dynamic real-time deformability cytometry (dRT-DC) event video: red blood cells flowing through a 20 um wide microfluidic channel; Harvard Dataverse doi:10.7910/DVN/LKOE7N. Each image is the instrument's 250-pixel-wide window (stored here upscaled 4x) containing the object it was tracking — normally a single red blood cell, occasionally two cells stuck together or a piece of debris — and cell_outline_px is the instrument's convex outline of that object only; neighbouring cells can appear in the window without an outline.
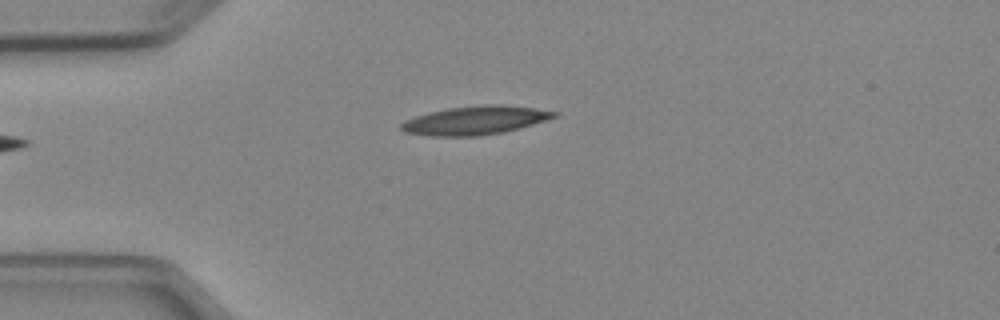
{"species": "Egyptian fruit bat (a non-hibernating species)", "species_latin": "Rousettus aegyptiacus", "temperature_condition": "cold", "stored_images_in_passage": 4, "camera_frame_rate_fps": 3000, "um_per_image_px": 0.085, "animal": {"sex": "female"}, "frame": {"image": 1, "passage_image": 1, "time_ms": 0.0, "image_size_px": [1000, 320], "cell_outline_px": [[556, 116], [532, 124], [504, 132], [480, 136], [432, 136], [404, 132], [400, 128], [400, 124], [404, 120], [428, 112], [448, 108], [484, 104], [500, 104], [532, 108], [556, 112]], "centroid_in_image_um": [40.31, 10.23], "position_along_channel_um": 44.7, "area_um2": 25.26}}
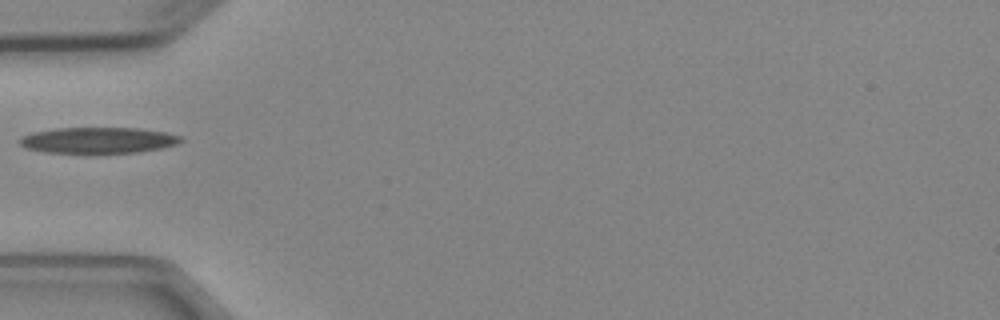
{"frame": {"image": 2, "passage_image": 2, "time_ms": 1.333, "image_size_px": [1000, 320], "cell_outline_px": [[184, 140], [176, 144], [160, 148], [136, 152], [96, 156], [84, 156], [44, 152], [28, 148], [20, 144], [20, 140], [24, 136], [36, 132], [56, 128], [136, 128], [164, 132], [180, 136]], "centroid_in_image_um": [8.34, 11.98], "position_along_channel_um": 76.7, "area_um2": 25.26}}